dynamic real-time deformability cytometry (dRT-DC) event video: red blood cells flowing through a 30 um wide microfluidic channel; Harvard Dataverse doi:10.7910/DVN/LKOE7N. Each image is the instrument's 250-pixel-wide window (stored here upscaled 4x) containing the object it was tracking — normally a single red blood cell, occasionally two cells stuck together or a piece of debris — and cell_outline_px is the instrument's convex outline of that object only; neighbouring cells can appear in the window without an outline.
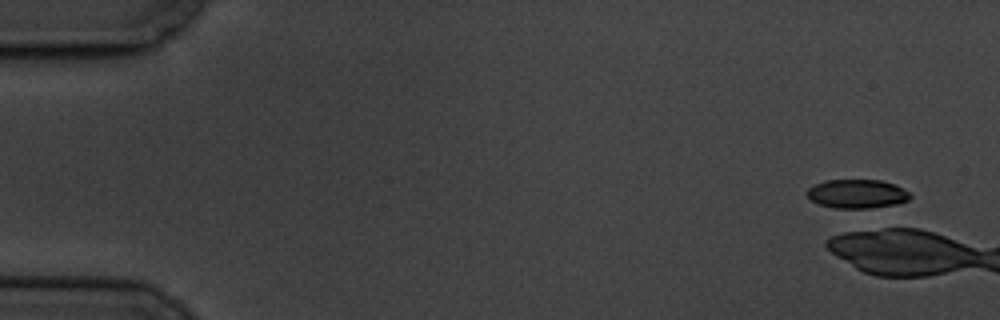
{"species": "common noctule bat (a hibernating species)", "species_latin": "Nyctalus noctula", "temperature_condition": "cold", "stored_images_in_passage": 1, "camera_frame_rate_fps": 3000, "um_per_image_px": 0.085, "animal": {"sex": "male", "body_mass_g": 19.5, "forearm_length_mm": 54.6}, "frame": {"image": 1, "passage_image": 1, "time_ms": 0.0, "image_size_px": [1000, 320], "cell_outline_px": [[912, 196], [908, 200], [896, 204], [872, 208], [832, 208], [820, 204], [812, 200], [804, 192], [808, 188], [824, 180], [880, 180], [896, 184], [908, 192]], "centroid_in_image_um": [72.85, 16.47], "position_along_channel_um": 12.2, "area_um2": 17.4}}